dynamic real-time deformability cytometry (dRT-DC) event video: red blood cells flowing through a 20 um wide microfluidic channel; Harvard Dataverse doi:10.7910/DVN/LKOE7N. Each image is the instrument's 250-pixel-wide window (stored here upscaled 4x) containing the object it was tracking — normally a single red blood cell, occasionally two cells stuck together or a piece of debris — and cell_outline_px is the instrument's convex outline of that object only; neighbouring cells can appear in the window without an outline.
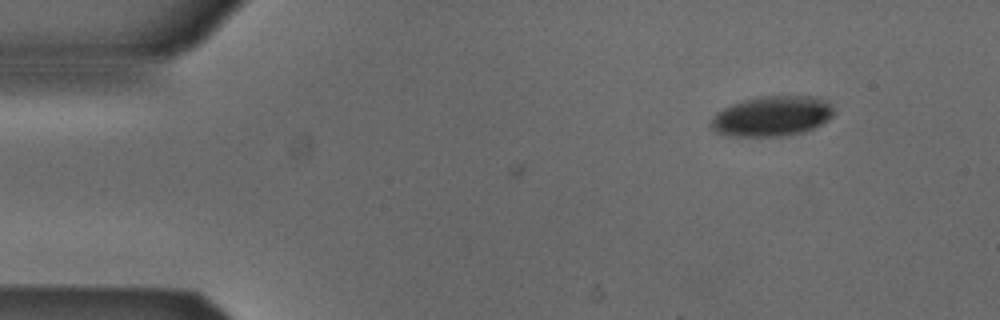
{"species": "Egyptian fruit bat (a non-hibernating species)", "species_latin": "Rousettus aegyptiacus", "temperature_condition": "cold", "stored_images_in_passage": 3, "camera_frame_rate_fps": 3000, "um_per_image_px": 0.085, "animal": {"sex": "male"}, "frame": {"image": 1, "passage_image": 3, "time_ms": 0.667, "image_size_px": [1000, 320], "cell_outline_px": [[836, 112], [828, 120], [812, 128], [800, 132], [780, 136], [728, 136], [716, 132], [708, 124], [712, 116], [716, 112], [732, 104], [744, 100], [760, 96], [820, 96], [828, 100], [832, 104]], "centroid_in_image_um": [65.63, 9.85], "position_along_channel_um": 19.4, "area_um2": 29.02}}